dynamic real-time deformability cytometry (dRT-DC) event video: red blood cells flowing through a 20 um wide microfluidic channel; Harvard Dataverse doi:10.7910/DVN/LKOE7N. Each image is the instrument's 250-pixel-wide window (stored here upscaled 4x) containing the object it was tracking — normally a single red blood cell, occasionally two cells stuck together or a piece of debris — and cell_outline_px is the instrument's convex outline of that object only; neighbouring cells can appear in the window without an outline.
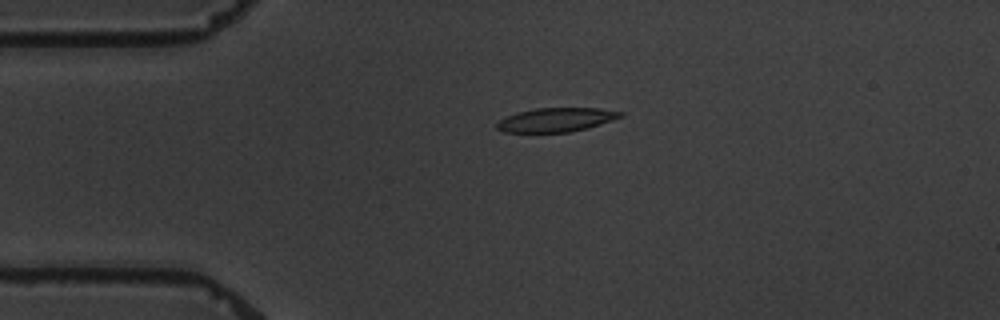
{"species": "common noctule bat (a hibernating species)", "species_latin": "Nyctalus noctula", "temperature_condition": "warm", "stored_images_in_passage": 2, "camera_frame_rate_fps": 3000, "um_per_image_px": 0.085, "animal": {"sex": "male", "body_mass_g": 19.5, "forearm_length_mm": 54.6}, "frame": {"image": 1, "passage_image": 1, "time_ms": 0.0, "image_size_px": [1000, 320], "cell_outline_px": [[624, 116], [588, 128], [568, 132], [504, 132], [496, 128], [496, 124], [500, 120], [516, 112], [536, 108], [600, 108], [624, 112]], "centroid_in_image_um": [47.29, 10.17], "position_along_channel_um": 37.7, "area_um2": 17.22}}